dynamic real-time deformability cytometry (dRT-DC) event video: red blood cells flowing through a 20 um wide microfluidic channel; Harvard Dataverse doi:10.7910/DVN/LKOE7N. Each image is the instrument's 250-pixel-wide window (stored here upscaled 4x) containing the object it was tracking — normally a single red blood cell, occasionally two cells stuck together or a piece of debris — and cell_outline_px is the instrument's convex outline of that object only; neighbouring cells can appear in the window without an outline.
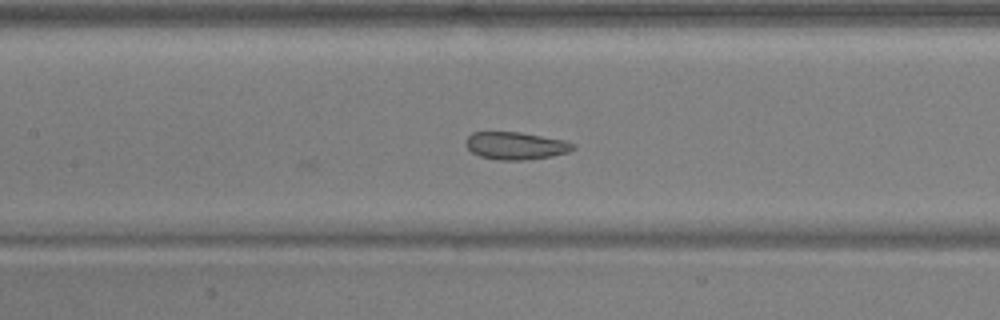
{"species": "common noctule bat (a hibernating species)", "species_latin": "Nyctalus noctula", "temperature_condition": "warm", "stored_images_in_passage": 10, "camera_frame_rate_fps": 3000, "um_per_image_px": 0.085, "animal": {"sex": "male", "body_mass_g": 17.9, "forearm_length_mm": 54.2}, "frame": {"image": 1, "passage_image": 10, "time_ms": 3.0, "image_size_px": [1000, 320], "cell_outline_px": [[576, 148], [568, 152], [552, 156], [524, 160], [500, 160], [480, 156], [472, 152], [468, 148], [468, 136], [472, 132], [520, 132], [564, 140], [576, 144]], "centroid_in_image_um": [43.89, 12.39], "position_along_channel_um": 163.5, "area_um2": 17.05}}